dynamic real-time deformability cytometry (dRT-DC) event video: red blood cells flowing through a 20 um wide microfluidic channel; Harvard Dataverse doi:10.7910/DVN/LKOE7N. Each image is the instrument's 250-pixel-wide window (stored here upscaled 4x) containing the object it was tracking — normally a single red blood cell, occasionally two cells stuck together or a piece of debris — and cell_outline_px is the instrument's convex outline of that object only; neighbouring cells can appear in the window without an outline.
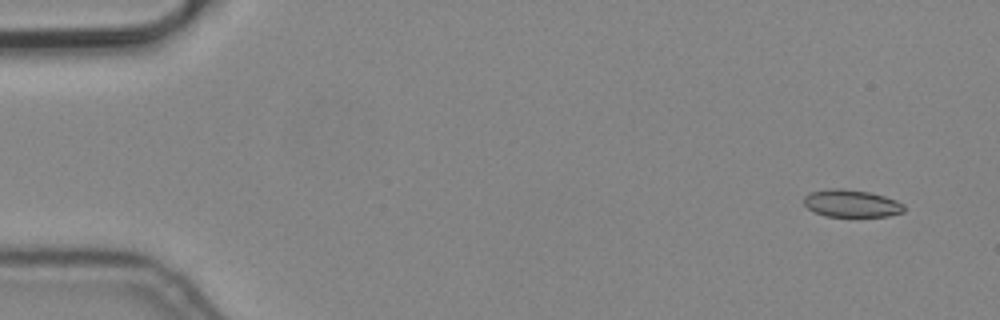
{"species": "common noctule bat (a hibernating species)", "species_latin": "Nyctalus noctula", "temperature_condition": "cold", "stored_images_in_passage": 6, "camera_frame_rate_fps": 3000, "um_per_image_px": 0.085, "animal": {"sex": "male", "body_mass_g": 19.2, "forearm_length_mm": 51.8}, "frame": {"image": 1, "passage_image": 1, "time_ms": 0.0, "image_size_px": [1000, 320], "cell_outline_px": [[904, 212], [888, 216], [824, 216], [808, 208], [804, 204], [804, 196], [808, 192], [828, 188], [840, 188], [868, 192], [884, 196], [896, 200], [904, 204]], "centroid_in_image_um": [72.35, 17.28], "position_along_channel_um": 12.6, "area_um2": 16.01}}
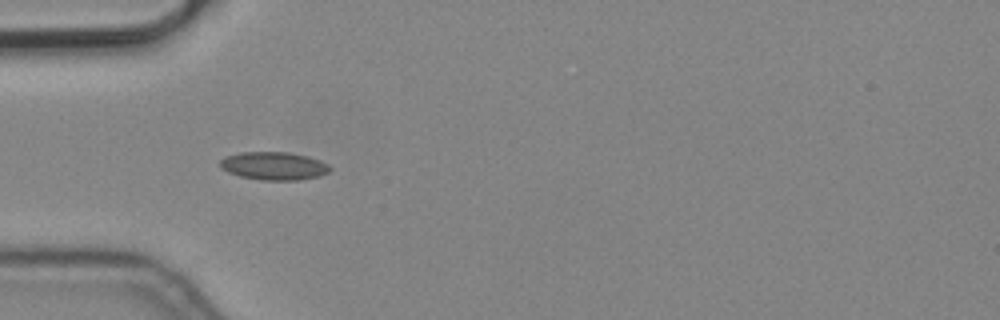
{"frame": {"image": 2, "passage_image": 5, "time_ms": 1.333, "image_size_px": [1000, 320], "cell_outline_px": [[332, 168], [328, 172], [320, 176], [296, 180], [260, 180], [240, 176], [228, 172], [220, 168], [220, 160], [224, 156], [240, 152], [288, 152], [308, 156], [320, 160], [328, 164]], "centroid_in_image_um": [23.27, 14.1], "position_along_channel_um": 61.7, "area_um2": 18.09}}